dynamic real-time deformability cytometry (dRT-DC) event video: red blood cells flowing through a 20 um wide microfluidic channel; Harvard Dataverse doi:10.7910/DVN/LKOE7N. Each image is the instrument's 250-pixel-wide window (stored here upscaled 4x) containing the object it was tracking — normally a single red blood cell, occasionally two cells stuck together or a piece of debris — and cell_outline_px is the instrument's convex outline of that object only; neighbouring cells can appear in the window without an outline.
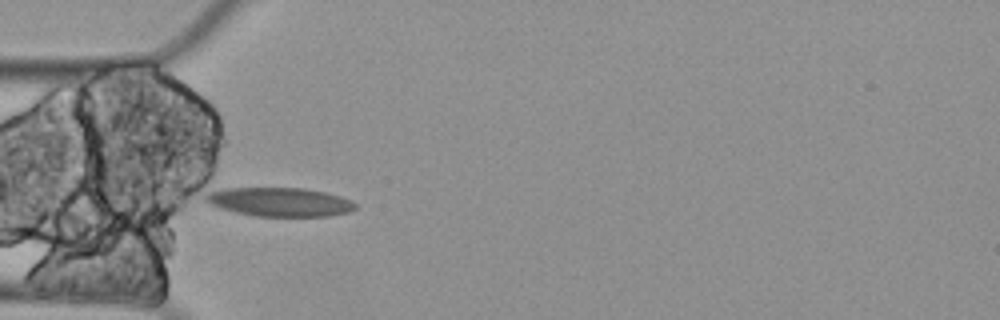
{"species": "Egyptian fruit bat (a non-hibernating species)", "species_latin": "Rousettus aegyptiacus", "temperature_condition": "cold", "stored_images_in_passage": 2, "camera_frame_rate_fps": 3000, "um_per_image_px": 0.085, "animal": {"sex": "female"}, "frame": {"image": 1, "passage_image": 1, "time_ms": 0.0, "image_size_px": [1000, 320], "cell_outline_px": [[356, 208], [348, 212], [328, 216], [256, 216], [236, 212], [220, 208], [208, 204], [204, 200], [204, 196], [208, 192], [228, 188], [304, 188], [324, 192], [340, 196], [352, 200], [356, 204]], "centroid_in_image_um": [23.76, 17.16], "position_along_channel_um": 61.2, "area_um2": 25.14}}
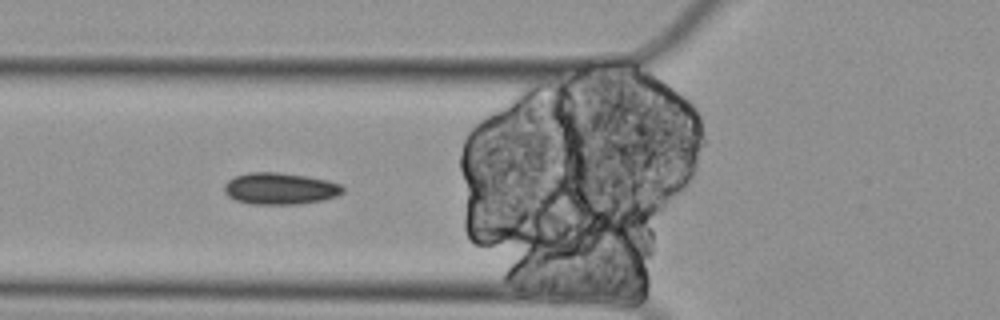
{"frame": {"image": 2, "passage_image": 2, "time_ms": 0.333, "image_size_px": [1000, 320], "cell_outline_px": [[344, 192], [336, 196], [320, 200], [300, 204], [252, 204], [236, 200], [228, 196], [224, 192], [224, 184], [228, 180], [236, 176], [248, 172], [276, 172], [308, 176], [328, 180], [340, 184], [344, 188]], "centroid_in_image_um": [23.8, 16.02], "position_along_channel_um": 102.0, "area_um2": 21.91}}